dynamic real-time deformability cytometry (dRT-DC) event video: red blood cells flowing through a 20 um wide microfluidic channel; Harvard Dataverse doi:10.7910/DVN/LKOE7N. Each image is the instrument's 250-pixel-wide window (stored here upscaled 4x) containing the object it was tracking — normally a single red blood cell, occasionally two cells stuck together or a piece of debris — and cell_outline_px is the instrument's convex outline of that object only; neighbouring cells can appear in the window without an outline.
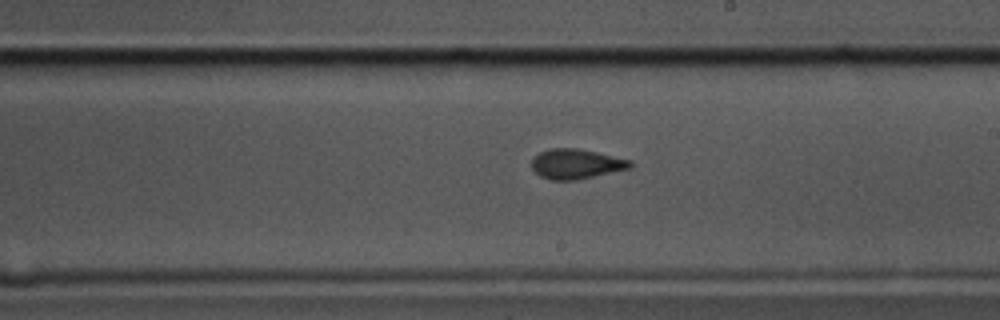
{"species": "common noctule bat (a hibernating species)", "species_latin": "Nyctalus noctula", "temperature_condition": "cold", "stored_images_in_passage": 58, "camera_frame_rate_fps": 3000, "um_per_image_px": 0.085, "animal": {"sex": "male", "body_mass_g": 17.5, "forearm_length_mm": 52.3}, "frame": {"image": 1, "passage_image": 33, "time_ms": 10.667, "image_size_px": [1000, 320], "cell_outline_px": [[632, 168], [576, 180], [552, 180], [540, 176], [532, 168], [532, 156], [548, 148], [576, 148], [596, 152], [632, 160]], "centroid_in_image_um": [48.97, 13.93], "position_along_channel_um": 240.0, "area_um2": 17.22}}
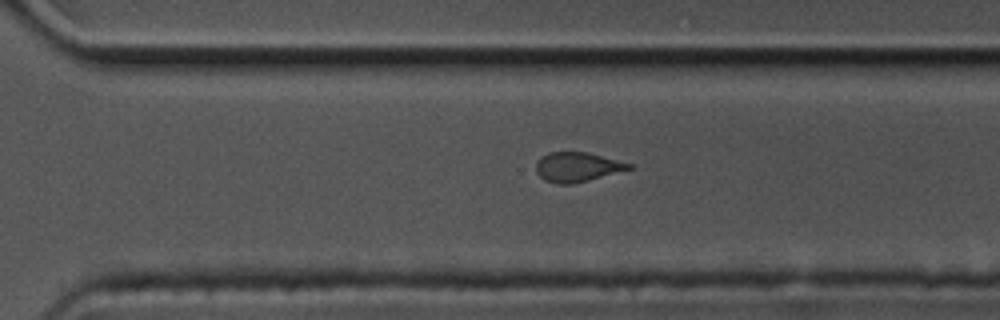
{"frame": {"image": 2, "passage_image": 40, "time_ms": 13.0, "image_size_px": [1000, 320], "cell_outline_px": [[632, 168], [588, 180], [572, 184], [556, 184], [544, 180], [536, 172], [536, 164], [540, 156], [548, 152], [588, 152], [632, 164]], "centroid_in_image_um": [49.01, 14.19], "position_along_channel_um": 321.6, "area_um2": 15.9}}
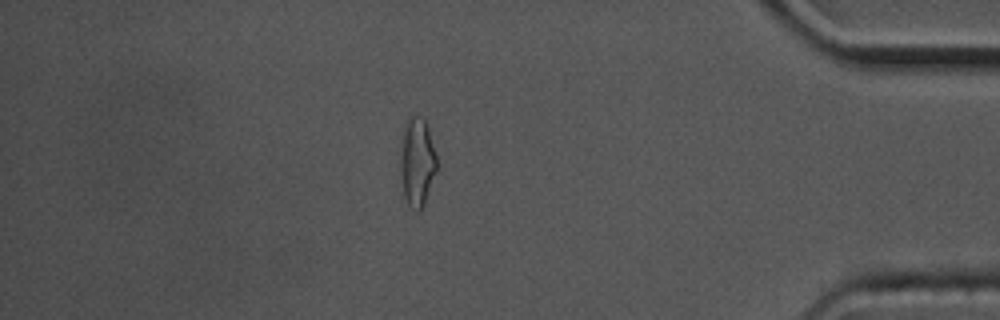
{"frame": {"image": 3, "passage_image": 50, "time_ms": 16.333, "image_size_px": [1000, 320], "cell_outline_px": [[436, 172], [424, 204], [420, 212], [416, 212], [408, 204], [404, 196], [400, 168], [400, 156], [404, 132], [408, 116], [412, 112], [420, 116], [428, 124], [436, 156]], "centroid_in_image_um": [35.46, 13.75], "position_along_channel_um": 399.7, "area_um2": 18.84}, "authors_computed_cell_mechanics": {"area_um2": 16.9643, "velocity_mm_per_s": 3.4943, "shape_relaxation_time_tau1_ms": 4.88, "shape_relaxation_time_tau2_ms": 2.1098, "deformation_change_tau1": 0.1354, "deformation_change_tau2": 0.0849}}